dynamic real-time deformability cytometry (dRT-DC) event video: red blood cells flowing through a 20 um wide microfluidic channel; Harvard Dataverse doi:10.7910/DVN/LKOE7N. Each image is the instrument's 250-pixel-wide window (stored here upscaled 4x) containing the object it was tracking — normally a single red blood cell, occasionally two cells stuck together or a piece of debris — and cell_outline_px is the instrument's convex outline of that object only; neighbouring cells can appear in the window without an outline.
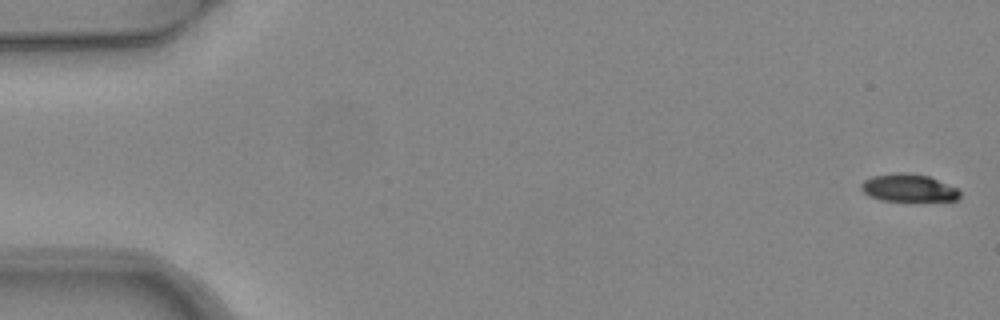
{"species": "common noctule bat (a hibernating species)", "species_latin": "Nyctalus noctula", "temperature_condition": "warm", "stored_images_in_passage": 6, "segment_of_instrument_passage": [1, 2], "camera_frame_rate_fps": 3000, "um_per_image_px": 0.085, "animal": {"sex": "female", "body_mass_g": 24.6, "forearm_length_mm": 56.2}, "frame": {"image": 1, "passage_image": 1, "time_ms": 0.0, "image_size_px": [1000, 320], "cell_outline_px": [[960, 196], [956, 200], [880, 200], [868, 196], [860, 188], [860, 184], [864, 180], [872, 176], [896, 172], [908, 172], [928, 176], [956, 188], [960, 192]], "centroid_in_image_um": [77.16, 15.95], "position_along_channel_um": 7.8, "area_um2": 15.72}}
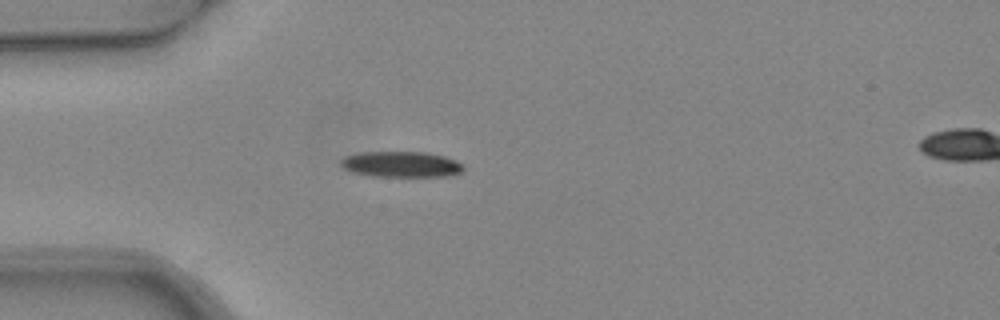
{"frame": {"image": 2, "passage_image": 5, "time_ms": 1.333, "image_size_px": [1000, 320], "cell_outline_px": [[464, 168], [460, 172], [448, 176], [372, 176], [352, 172], [344, 168], [340, 164], [340, 160], [344, 156], [356, 152], [428, 152], [444, 156], [456, 160]], "centroid_in_image_um": [34.05, 13.95], "position_along_channel_um": 50.9, "area_um2": 18.44}}